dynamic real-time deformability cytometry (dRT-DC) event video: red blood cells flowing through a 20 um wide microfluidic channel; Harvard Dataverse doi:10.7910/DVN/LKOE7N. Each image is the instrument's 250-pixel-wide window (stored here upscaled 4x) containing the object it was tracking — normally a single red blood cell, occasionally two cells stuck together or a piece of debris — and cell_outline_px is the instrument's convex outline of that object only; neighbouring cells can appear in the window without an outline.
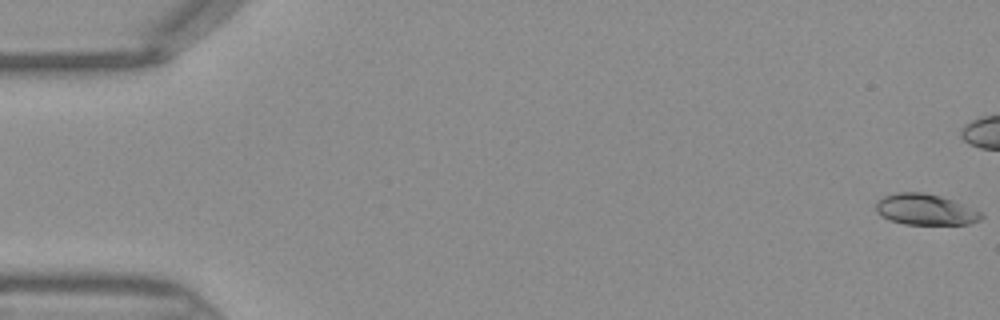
{"species": "Egyptian fruit bat (a non-hibernating species)", "species_latin": "Rousettus aegyptiacus", "temperature_condition": "warm", "stored_images_in_passage": 47, "camera_frame_rate_fps": 3000, "um_per_image_px": 0.085, "frame": {"image": 1, "passage_image": 1, "time_ms": 0.0, "image_size_px": [1000, 320], "cell_outline_px": [[984, 216], [980, 220], [968, 224], [904, 224], [888, 220], [876, 212], [876, 200], [884, 196], [896, 192], [924, 192], [940, 196], [964, 204], [980, 212]], "centroid_in_image_um": [78.62, 17.8], "position_along_channel_um": 6.4, "area_um2": 19.07}}
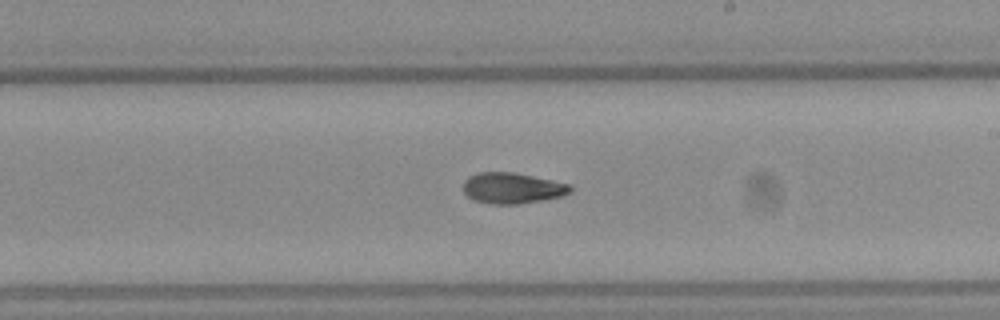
{"frame": {"image": 2, "passage_image": 27, "time_ms": 8.667, "image_size_px": [1000, 320], "cell_outline_px": [[572, 188], [568, 192], [560, 196], [540, 200], [516, 204], [492, 204], [472, 200], [464, 192], [464, 180], [468, 176], [476, 172], [512, 172], [572, 184]], "centroid_in_image_um": [43.49, 15.98], "position_along_channel_um": 245.5, "area_um2": 19.13}}
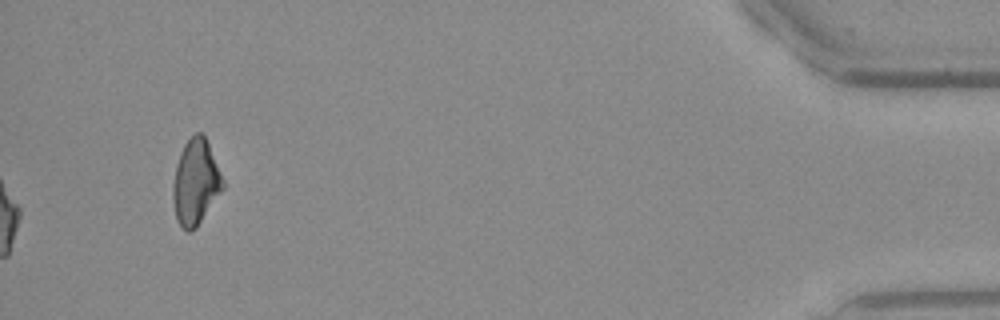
{"frame": {"image": 3, "passage_image": 47, "time_ms": 15.333, "image_size_px": [1000, 320], "cell_outline_px": [[224, 188], [196, 228], [188, 232], [176, 220], [172, 200], [172, 184], [176, 164], [180, 152], [184, 144], [196, 132], [200, 132], [204, 136], [208, 144], [224, 180]], "centroid_in_image_um": [16.61, 15.5], "position_along_channel_um": 418.6, "area_um2": 24.74}}